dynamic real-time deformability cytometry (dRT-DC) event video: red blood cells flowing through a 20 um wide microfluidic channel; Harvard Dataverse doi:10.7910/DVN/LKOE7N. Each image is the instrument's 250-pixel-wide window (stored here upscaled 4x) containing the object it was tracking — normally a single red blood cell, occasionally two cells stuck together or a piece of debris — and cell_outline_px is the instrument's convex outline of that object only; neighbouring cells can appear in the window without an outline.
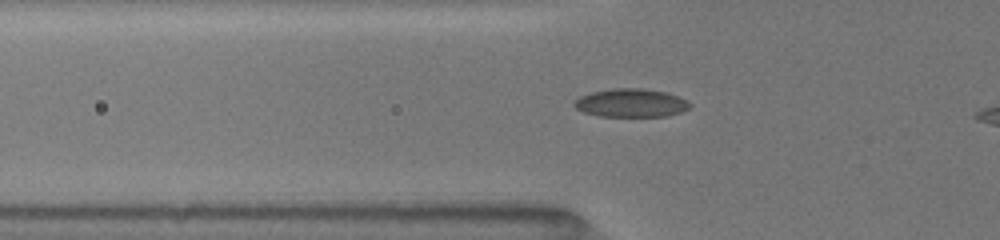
{"species": "common noctule bat (a hibernating species)", "species_latin": "Nyctalus noctula", "temperature_condition": "room temperature", "stored_images_in_passage": 9, "camera_frame_rate_fps": 3000, "um_per_image_px": 0.085, "animal": {"sex": "female", "body_mass_g": 19.5, "forearm_length_mm": 54.1}, "frame": {"image": 1, "passage_image": 6, "time_ms": 3.0, "image_size_px": [1000, 240], "cell_outline_px": [[692, 104], [688, 108], [680, 112], [668, 116], [600, 116], [584, 112], [576, 108], [572, 104], [580, 96], [592, 92], [612, 88], [644, 88], [664, 92], [688, 100]], "centroid_in_image_um": [53.63, 8.74], "position_along_channel_um": 72.2, "area_um2": 19.02}}